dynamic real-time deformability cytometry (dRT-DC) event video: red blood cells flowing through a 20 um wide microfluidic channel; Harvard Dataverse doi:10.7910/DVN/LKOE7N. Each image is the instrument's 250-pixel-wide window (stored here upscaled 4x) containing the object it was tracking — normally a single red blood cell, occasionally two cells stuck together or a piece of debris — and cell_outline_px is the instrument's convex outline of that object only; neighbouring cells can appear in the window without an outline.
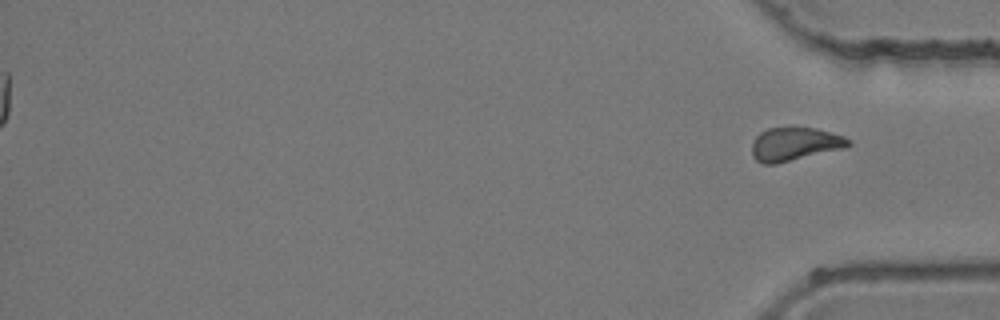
{"species": "common noctule bat (a hibernating species)", "species_latin": "Nyctalus noctula", "temperature_condition": "room temperature", "stored_images_in_passage": 42, "segment_of_instrument_passage": [2, 2], "camera_frame_rate_fps": 3000, "um_per_image_px": 0.085, "animal": {"sex": "female", "body_mass_g": 24.6, "forearm_length_mm": 56.2}, "frame": {"image": 1, "passage_image": 42, "time_ms": 13.667, "image_size_px": [1000, 320], "cell_outline_px": [[852, 144], [848, 148], [776, 164], [764, 164], [756, 160], [752, 156], [752, 140], [760, 132], [768, 128], [788, 124], [792, 124], [816, 128], [844, 136], [852, 140]], "centroid_in_image_um": [67.58, 12.2], "position_along_channel_um": 367.6, "area_um2": 19.83}}